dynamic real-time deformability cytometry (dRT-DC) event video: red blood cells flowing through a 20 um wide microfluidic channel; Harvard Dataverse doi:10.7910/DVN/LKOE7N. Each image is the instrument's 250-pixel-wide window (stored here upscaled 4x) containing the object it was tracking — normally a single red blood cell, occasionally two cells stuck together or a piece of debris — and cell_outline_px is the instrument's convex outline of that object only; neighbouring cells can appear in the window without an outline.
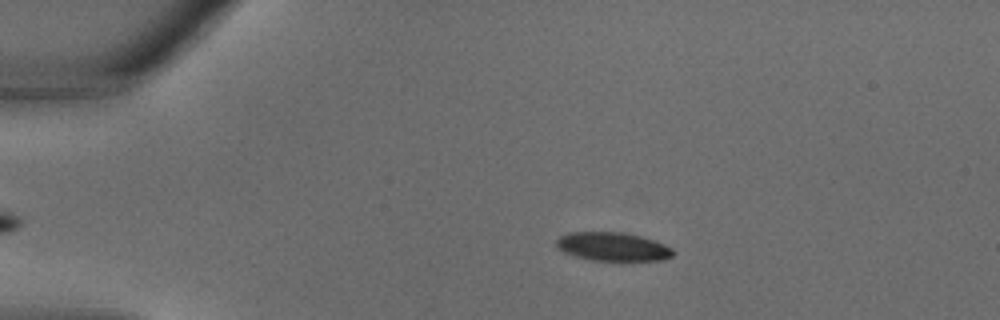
{"species": "common noctule bat (a hibernating species)", "species_latin": "Nyctalus noctula", "temperature_condition": "warm", "stored_images_in_passage": 31, "camera_frame_rate_fps": 3000, "um_per_image_px": 0.085, "animal": {"sex": "male", "body_mass_g": 18.8}, "frame": {"image": 1, "passage_image": 4, "time_ms": 1.0, "image_size_px": [1000, 320], "cell_outline_px": [[676, 252], [672, 256], [660, 260], [592, 260], [576, 256], [564, 252], [556, 244], [556, 240], [560, 236], [568, 232], [624, 232], [640, 236], [664, 244], [672, 248]], "centroid_in_image_um": [52.09, 20.95], "position_along_channel_um": 32.9, "area_um2": 19.25}}
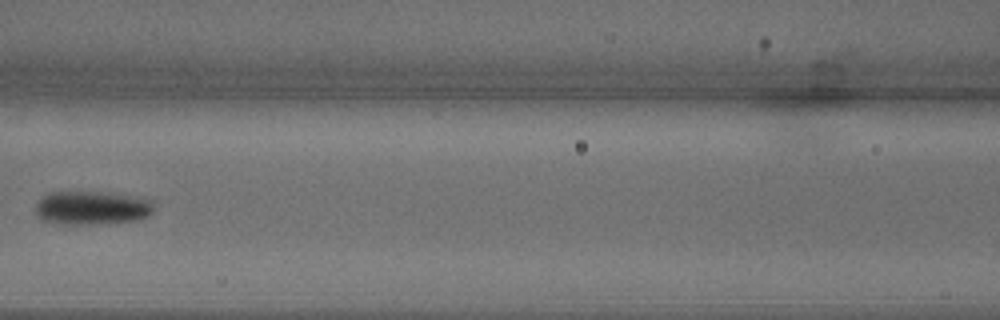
{"frame": {"image": 2, "passage_image": 13, "time_ms": 4.0, "image_size_px": [1000, 320], "cell_outline_px": [[156, 208], [148, 216], [140, 220], [96, 224], [52, 224], [40, 220], [36, 216], [36, 204], [40, 196], [48, 192], [112, 192], [148, 196], [152, 200]], "centroid_in_image_um": [7.86, 17.65], "position_along_channel_um": 158.7, "area_um2": 24.33}}
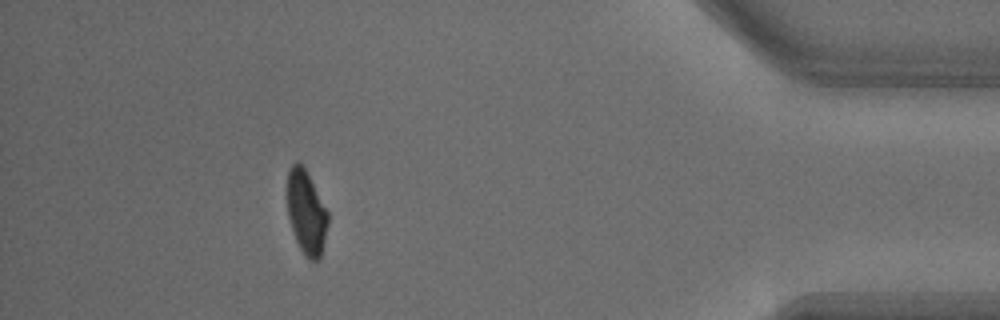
{"frame": {"image": 3, "passage_image": 28, "time_ms": 9.0, "image_size_px": [1000, 320], "cell_outline_px": [[328, 224], [320, 256], [316, 260], [308, 260], [304, 256], [296, 240], [288, 216], [288, 172], [292, 164], [296, 160], [304, 168], [328, 212]], "centroid_in_image_um": [26.03, 18.08], "position_along_channel_um": 409.2, "area_um2": 19.36}}